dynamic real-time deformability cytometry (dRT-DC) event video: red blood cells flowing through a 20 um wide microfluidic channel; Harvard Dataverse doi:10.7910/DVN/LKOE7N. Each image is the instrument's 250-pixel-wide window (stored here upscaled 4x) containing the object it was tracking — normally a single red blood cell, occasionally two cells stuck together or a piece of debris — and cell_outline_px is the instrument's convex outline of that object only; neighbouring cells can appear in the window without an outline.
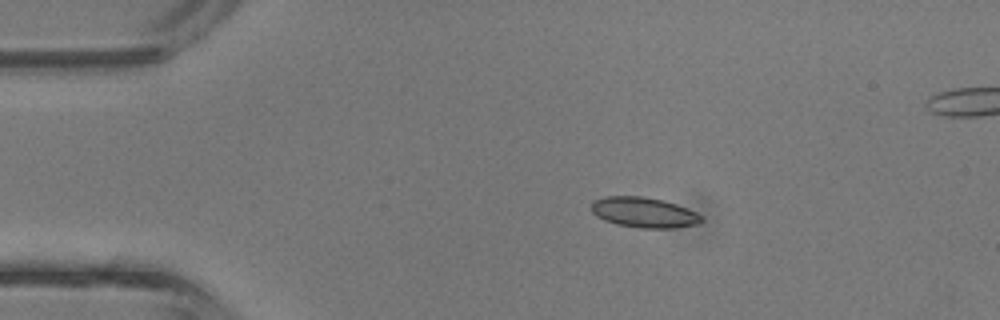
{"species": "common noctule bat (a hibernating species)", "species_latin": "Nyctalus noctula", "temperature_condition": "room temperature", "stored_images_in_passage": 36, "segment_of_instrument_passage": [1, 2], "camera_frame_rate_fps": 3000, "um_per_image_px": 0.085, "animal": {"sex": "male", "body_mass_g": 13.3}, "frame": {"image": 1, "passage_image": 1, "time_ms": 0.0, "image_size_px": [1000, 320], "cell_outline_px": [[704, 220], [696, 224], [672, 228], [640, 228], [616, 224], [604, 220], [596, 216], [592, 212], [592, 200], [604, 196], [644, 196], [664, 200], [688, 208], [704, 216]], "centroid_in_image_um": [54.74, 18.05], "position_along_channel_um": 30.3, "area_um2": 19.65}}
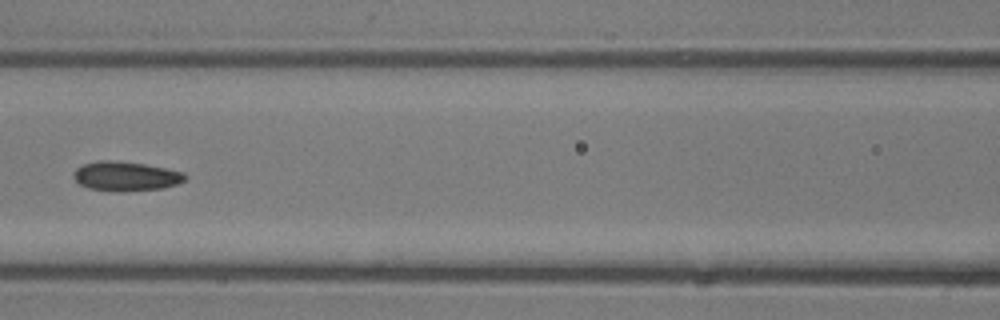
{"frame": {"image": 2, "passage_image": 12, "time_ms": 3.667, "image_size_px": [1000, 320], "cell_outline_px": [[188, 176], [184, 180], [176, 184], [164, 188], [88, 188], [80, 184], [72, 176], [72, 172], [76, 168], [84, 164], [100, 160], [108, 160], [144, 164], [184, 172]], "centroid_in_image_um": [10.69, 14.92], "position_along_channel_um": 155.9, "area_um2": 17.98}}
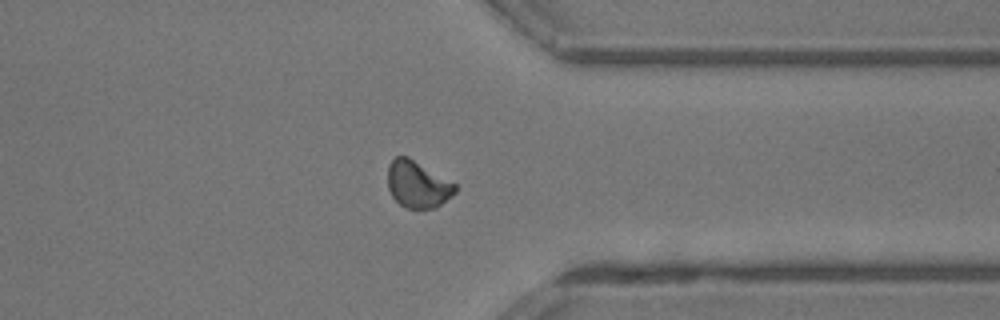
{"frame": {"image": 3, "passage_image": 26, "time_ms": 8.333, "image_size_px": [1000, 320], "cell_outline_px": [[456, 192], [452, 196], [436, 208], [408, 208], [400, 204], [392, 196], [388, 188], [388, 164], [396, 156], [408, 156], [456, 184]], "centroid_in_image_um": [35.5, 15.67], "position_along_channel_um": 375.9, "area_um2": 18.32}}